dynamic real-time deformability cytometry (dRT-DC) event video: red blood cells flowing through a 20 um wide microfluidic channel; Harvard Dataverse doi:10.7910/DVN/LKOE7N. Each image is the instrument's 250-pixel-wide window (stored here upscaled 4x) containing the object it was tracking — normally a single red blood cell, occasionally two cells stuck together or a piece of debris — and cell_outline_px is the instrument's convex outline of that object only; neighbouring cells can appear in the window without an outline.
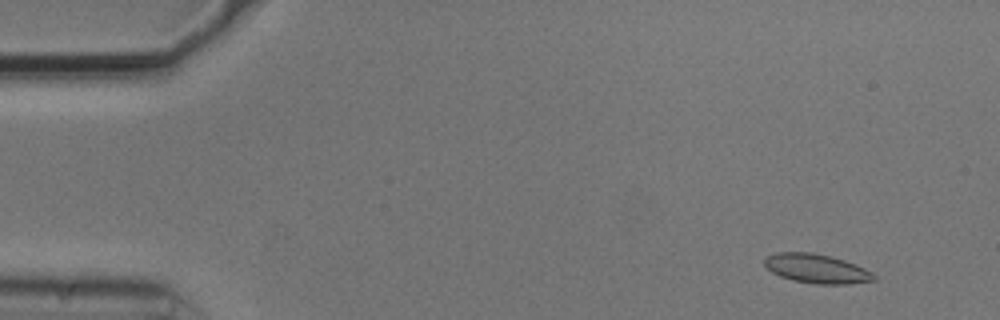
{"species": "common noctule bat (a hibernating species)", "species_latin": "Nyctalus noctula", "temperature_condition": "cold", "stored_images_in_passage": 11, "camera_frame_rate_fps": 3000, "um_per_image_px": 0.085, "animal": {"sex": "male", "body_mass_g": 20.5, "forearm_length_mm": 52.5}, "frame": {"image": 1, "passage_image": 5, "time_ms": 1.333, "image_size_px": [1000, 320], "cell_outline_px": [[876, 280], [848, 284], [816, 284], [792, 280], [780, 276], [772, 272], [764, 264], [764, 260], [768, 256], [776, 252], [812, 252], [832, 256], [856, 264], [872, 272], [876, 276]], "centroid_in_image_um": [69.43, 22.83], "position_along_channel_um": 15.6, "area_um2": 18.67}}